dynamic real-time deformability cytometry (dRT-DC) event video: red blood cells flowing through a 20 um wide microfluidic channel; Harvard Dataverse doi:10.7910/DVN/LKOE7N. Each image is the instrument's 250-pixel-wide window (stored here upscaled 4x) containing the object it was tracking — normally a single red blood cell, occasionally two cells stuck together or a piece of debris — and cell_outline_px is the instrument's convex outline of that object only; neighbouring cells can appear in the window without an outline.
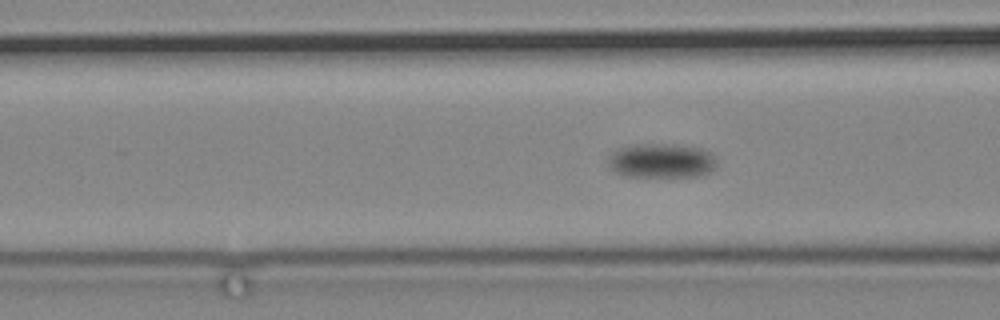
{"species": "common noctule bat (a hibernating species)", "species_latin": "Nyctalus noctula", "temperature_condition": "cold", "stored_images_in_passage": 96, "camera_frame_rate_fps": 3000, "um_per_image_px": 0.085, "animal": {"sex": "male", "body_mass_g": 19.2, "forearm_length_mm": 51.8}, "frame": {"image": 1, "passage_image": 50, "time_ms": 16.333, "image_size_px": [1000, 320], "cell_outline_px": [[716, 164], [708, 172], [696, 176], [628, 176], [616, 172], [608, 168], [608, 160], [612, 152], [616, 148], [628, 144], [676, 144], [700, 148], [708, 152], [716, 160]], "centroid_in_image_um": [56.14, 13.64], "position_along_channel_um": 110.5, "area_um2": 21.73}}
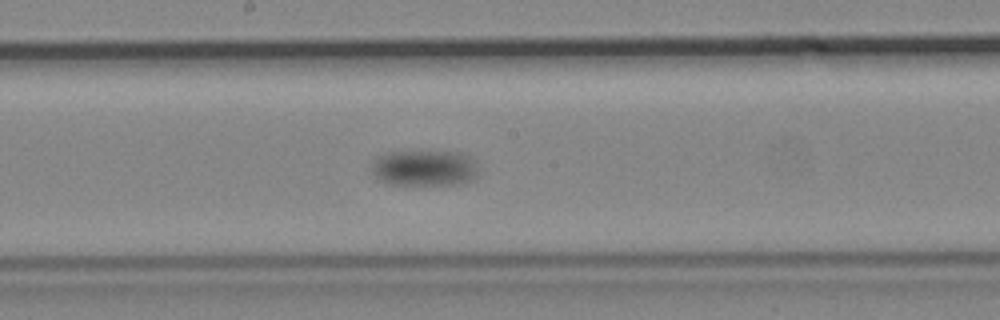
{"frame": {"image": 2, "passage_image": 62, "time_ms": 20.333, "image_size_px": [1000, 320], "cell_outline_px": [[476, 176], [472, 180], [456, 184], [388, 184], [380, 180], [372, 172], [372, 160], [376, 156], [388, 152], [460, 152], [468, 156], [476, 164]], "centroid_in_image_um": [36.03, 14.28], "position_along_channel_um": 212.2, "area_um2": 22.14}}
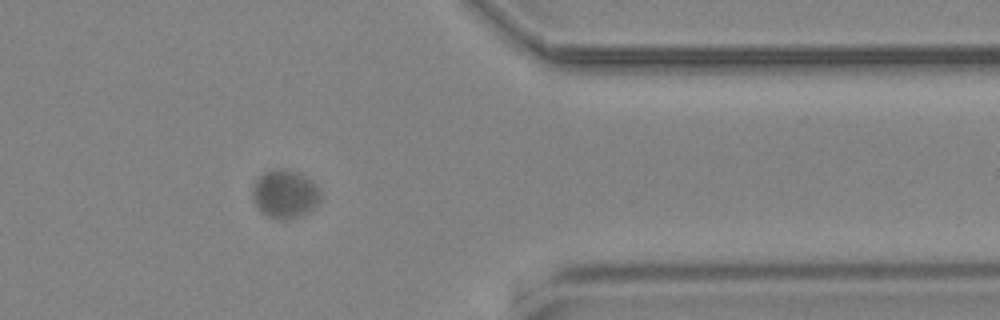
{"frame": {"image": 3, "passage_image": 84, "time_ms": 27.667, "image_size_px": [1000, 320], "cell_outline_px": [[320, 196], [316, 204], [308, 212], [300, 216], [288, 220], [280, 220], [268, 216], [260, 212], [252, 196], [252, 188], [256, 180], [264, 172], [272, 168], [284, 168], [296, 172], [304, 176], [316, 184], [320, 192]], "centroid_in_image_um": [24.19, 16.49], "position_along_channel_um": 387.2, "area_um2": 19.13}}